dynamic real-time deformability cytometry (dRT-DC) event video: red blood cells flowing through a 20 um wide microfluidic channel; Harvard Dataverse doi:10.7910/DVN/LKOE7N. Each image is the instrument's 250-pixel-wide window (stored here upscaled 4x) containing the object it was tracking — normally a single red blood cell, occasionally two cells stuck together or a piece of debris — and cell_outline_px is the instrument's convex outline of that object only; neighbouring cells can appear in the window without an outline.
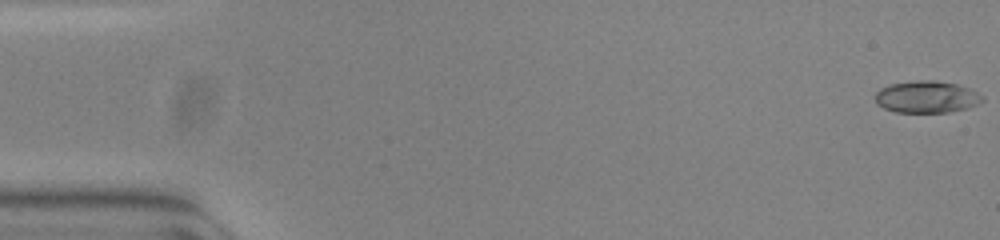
{"species": "common noctule bat (a hibernating species)", "species_latin": "Nyctalus noctula", "temperature_condition": "warm", "stored_images_in_passage": 15, "camera_frame_rate_fps": 3000, "um_per_image_px": 0.085, "animal": {"sex": "female", "body_mass_g": 23.0, "forearm_length_mm": 53.4}, "frame": {"image": 1, "passage_image": 1, "time_ms": 0.0, "image_size_px": [1000, 240], "cell_outline_px": [[984, 100], [968, 108], [948, 112], [896, 112], [884, 108], [876, 104], [876, 92], [880, 88], [892, 84], [916, 80], [936, 80], [956, 84], [968, 88], [984, 96]], "centroid_in_image_um": [78.76, 8.23], "position_along_channel_um": 6.2, "area_um2": 19.88}}
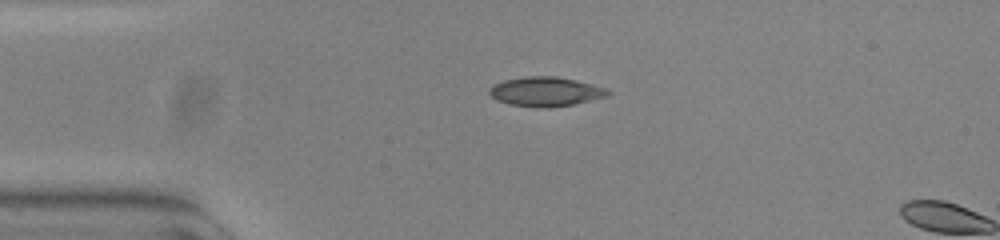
{"frame": {"image": 2, "passage_image": 13, "time_ms": 4.0, "image_size_px": [1000, 240], "cell_outline_px": [[612, 92], [608, 96], [592, 100], [572, 104], [548, 108], [536, 108], [508, 104], [496, 100], [488, 92], [488, 88], [492, 84], [504, 80], [524, 76], [556, 76], [576, 80], [608, 88]], "centroid_in_image_um": [46.36, 7.79], "position_along_channel_um": 38.6, "area_um2": 20.63}}